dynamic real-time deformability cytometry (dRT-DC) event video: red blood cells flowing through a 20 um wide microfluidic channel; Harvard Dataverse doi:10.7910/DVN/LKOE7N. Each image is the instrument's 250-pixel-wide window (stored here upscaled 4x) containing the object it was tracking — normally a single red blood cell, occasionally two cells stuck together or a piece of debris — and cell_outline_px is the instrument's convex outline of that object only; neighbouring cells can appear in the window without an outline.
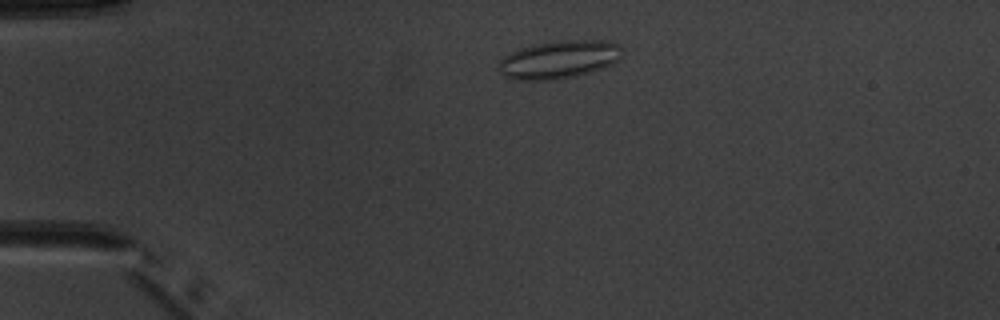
{"species": "common noctule bat (a hibernating species)", "species_latin": "Nyctalus noctula", "temperature_condition": "warm", "stored_images_in_passage": 3, "camera_frame_rate_fps": 3000, "um_per_image_px": 0.085, "animal": {"sex": "male", "body_mass_g": 20.1, "forearm_length_mm": 53.5}, "frame": {"image": 1, "passage_image": 2, "time_ms": 1.333, "image_size_px": [1000, 320], "cell_outline_px": [[624, 48], [620, 60], [612, 64], [588, 72], [548, 80], [516, 80], [504, 76], [496, 68], [500, 60], [504, 56], [520, 48], [532, 44], [564, 40], [608, 40], [620, 44]], "centroid_in_image_um": [47.52, 5.03], "position_along_channel_um": 37.5, "area_um2": 27.4}}